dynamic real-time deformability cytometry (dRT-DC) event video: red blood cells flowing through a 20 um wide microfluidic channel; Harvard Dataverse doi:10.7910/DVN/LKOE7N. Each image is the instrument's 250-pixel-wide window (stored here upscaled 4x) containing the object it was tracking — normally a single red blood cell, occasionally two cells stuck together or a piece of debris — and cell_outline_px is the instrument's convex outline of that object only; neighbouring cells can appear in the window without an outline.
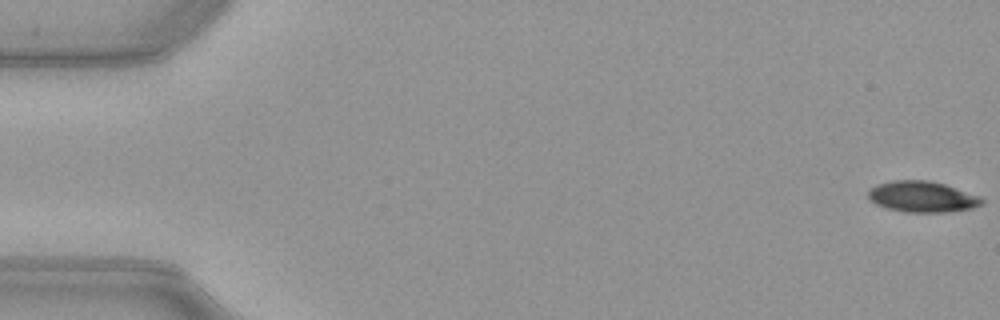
{"species": "common noctule bat (a hibernating species)", "species_latin": "Nyctalus noctula", "temperature_condition": "warm", "stored_images_in_passage": 52, "camera_frame_rate_fps": 3000, "um_per_image_px": 0.085, "animal": {"sex": "female", "body_mass_g": 21.9}, "frame": {"image": 1, "passage_image": 1, "time_ms": 0.0, "image_size_px": [1000, 320], "cell_outline_px": [[984, 200], [980, 204], [972, 208], [944, 212], [904, 212], [888, 208], [876, 204], [868, 200], [868, 188], [876, 184], [892, 180], [928, 180], [944, 184], [980, 196]], "centroid_in_image_um": [78.33, 16.71], "position_along_channel_um": 6.7, "area_um2": 20.52}}
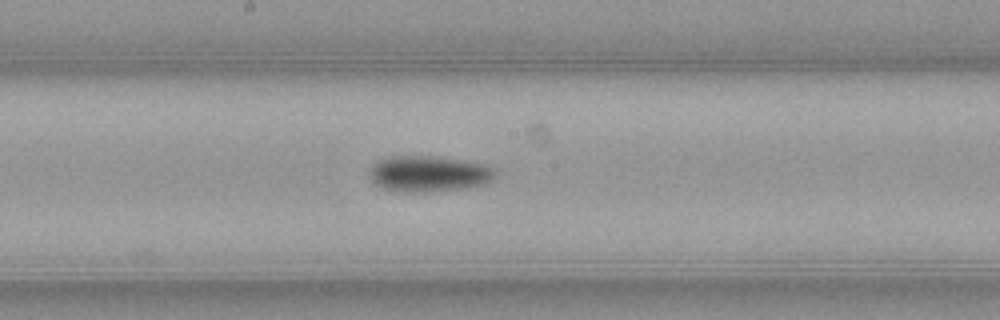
{"frame": {"image": 2, "passage_image": 28, "time_ms": 9.0, "image_size_px": [1000, 320], "cell_outline_px": [[496, 176], [492, 180], [484, 184], [468, 188], [428, 192], [404, 192], [384, 188], [376, 184], [372, 180], [368, 172], [372, 164], [376, 160], [388, 156], [432, 156], [460, 160], [484, 164], [492, 168], [496, 172]], "centroid_in_image_um": [36.42, 14.77], "position_along_channel_um": 211.8, "area_um2": 26.53}}
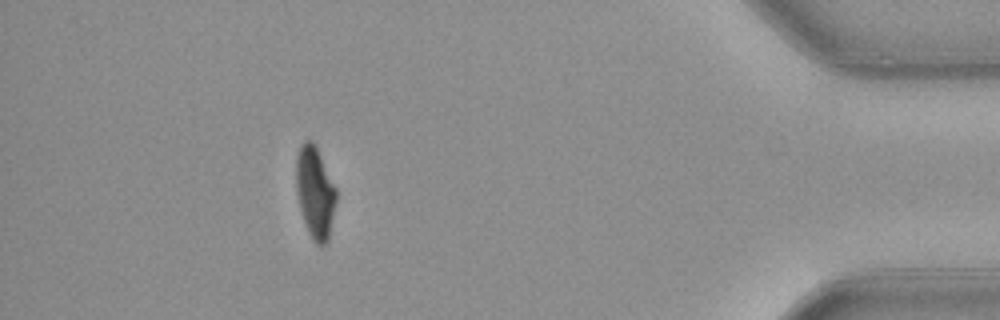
{"frame": {"image": 3, "passage_image": 47, "time_ms": 15.333, "image_size_px": [1000, 320], "cell_outline_px": [[336, 200], [328, 240], [324, 244], [316, 244], [312, 240], [308, 232], [300, 208], [296, 192], [296, 156], [300, 144], [304, 140], [312, 140], [336, 188]], "centroid_in_image_um": [26.76, 16.34], "position_along_channel_um": 408.4, "area_um2": 21.15}, "authors_computed_cell_mechanics": {"area_um2": 22.9177, "velocity_mm_per_s": 4.0003, "shape_relaxation_time_tau1_ms": 2.7441, "shape_relaxation_time_tau2_ms": null, "deformation_change_tau1": 0.1774, "deformation_change_tau2": null}}